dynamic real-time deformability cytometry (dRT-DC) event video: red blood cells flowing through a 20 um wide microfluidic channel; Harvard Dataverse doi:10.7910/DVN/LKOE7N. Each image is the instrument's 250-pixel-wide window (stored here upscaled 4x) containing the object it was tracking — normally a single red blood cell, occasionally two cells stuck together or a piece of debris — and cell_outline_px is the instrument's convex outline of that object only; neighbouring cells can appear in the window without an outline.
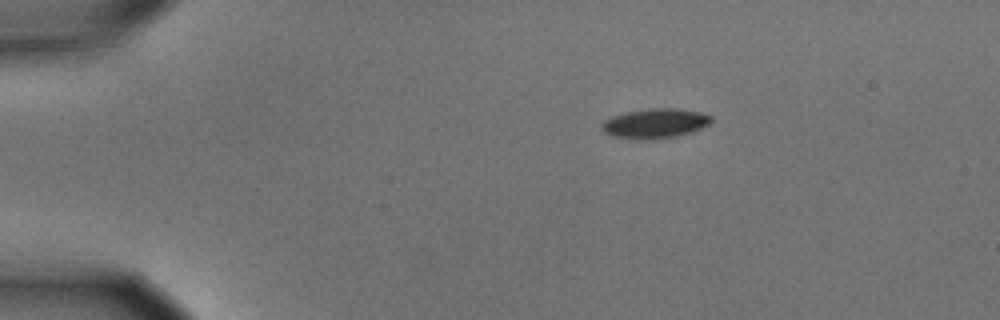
{"species": "common noctule bat (a hibernating species)", "species_latin": "Nyctalus noctula", "temperature_condition": "cold", "stored_images_in_passage": 47, "camera_frame_rate_fps": 3000, "um_per_image_px": 0.085, "animal": {"sex": "male", "body_mass_g": 15.6}, "frame": {"image": 1, "passage_image": 1, "time_ms": 0.0, "image_size_px": [1000, 320], "cell_outline_px": [[712, 120], [708, 124], [692, 132], [676, 136], [652, 140], [648, 140], [612, 136], [604, 132], [600, 128], [600, 124], [604, 120], [612, 116], [624, 112], [648, 108], [676, 108], [700, 112], [712, 116]], "centroid_in_image_um": [55.64, 10.48], "position_along_channel_um": 29.4, "area_um2": 19.07}}
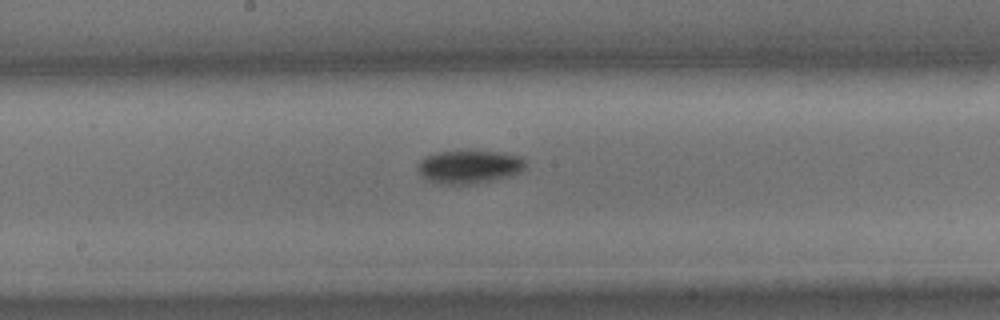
{"frame": {"image": 2, "passage_image": 21, "time_ms": 6.667, "image_size_px": [1000, 320], "cell_outline_px": [[524, 168], [520, 172], [508, 176], [492, 180], [472, 184], [440, 184], [428, 180], [416, 168], [420, 160], [424, 156], [436, 152], [500, 152], [524, 156]], "centroid_in_image_um": [39.87, 14.18], "position_along_channel_um": 208.3, "area_um2": 20.63}}
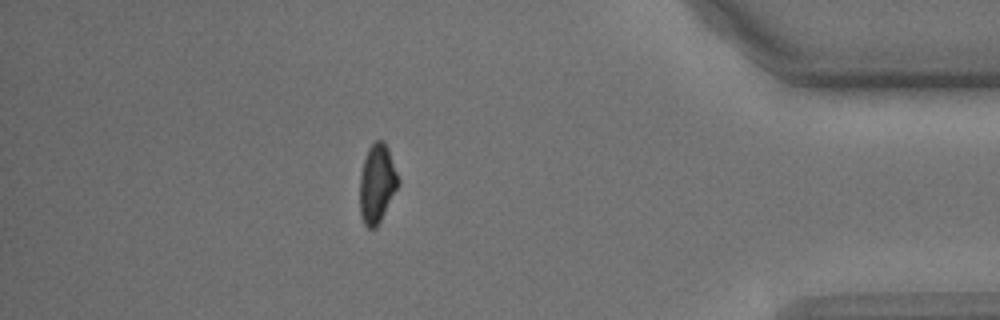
{"frame": {"image": 3, "passage_image": 40, "time_ms": 13.0, "image_size_px": [1000, 320], "cell_outline_px": [[400, 184], [376, 228], [368, 228], [364, 224], [360, 212], [360, 172], [368, 148], [376, 140], [384, 140], [388, 148], [400, 180]], "centroid_in_image_um": [32.06, 15.59], "position_along_channel_um": 403.1, "area_um2": 17.69}, "authors_computed_cell_mechanics": {"area_um2": 19.074, "velocity_mm_per_s": 3.6289, "shape_relaxation_time_tau1_ms": 1.9783, "shape_relaxation_time_tau2_ms": null, "deformation_change_tau1": 0.0946, "deformation_change_tau2": null}}